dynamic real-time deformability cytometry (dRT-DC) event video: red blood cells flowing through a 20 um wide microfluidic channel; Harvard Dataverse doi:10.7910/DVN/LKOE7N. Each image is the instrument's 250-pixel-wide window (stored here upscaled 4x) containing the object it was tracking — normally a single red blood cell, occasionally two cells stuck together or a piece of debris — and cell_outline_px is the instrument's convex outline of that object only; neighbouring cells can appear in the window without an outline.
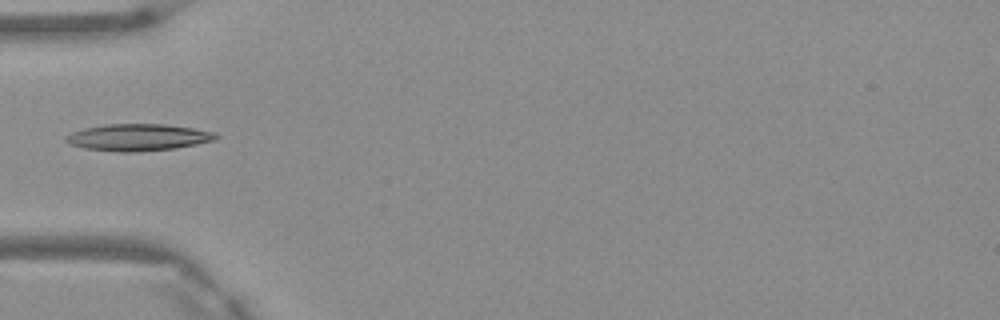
{"species": "Egyptian fruit bat (a non-hibernating species)", "species_latin": "Rousettus aegyptiacus", "temperature_condition": "warm", "stored_images_in_passage": 3, "camera_frame_rate_fps": 3000, "um_per_image_px": 0.085, "frame": {"image": 1, "passage_image": 3, "time_ms": 0.667, "image_size_px": [1000, 320], "cell_outline_px": [[220, 136], [216, 140], [176, 148], [140, 152], [120, 152], [84, 148], [68, 144], [64, 140], [64, 136], [72, 132], [84, 128], [104, 124], [164, 124], [192, 128], [212, 132]], "centroid_in_image_um": [11.7, 11.68], "position_along_channel_um": 73.3, "area_um2": 23.58}}